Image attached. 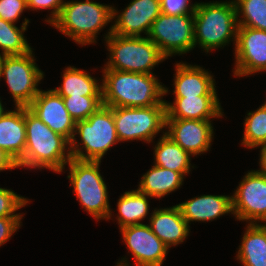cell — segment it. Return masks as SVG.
Masks as SVG:
<instances>
[{
    "label": "cell",
    "mask_w": 266,
    "mask_h": 266,
    "mask_svg": "<svg viewBox=\"0 0 266 266\" xmlns=\"http://www.w3.org/2000/svg\"><path fill=\"white\" fill-rule=\"evenodd\" d=\"M102 101L107 107H150L161 104L168 88L154 74L103 69Z\"/></svg>",
    "instance_id": "obj_1"
},
{
    "label": "cell",
    "mask_w": 266,
    "mask_h": 266,
    "mask_svg": "<svg viewBox=\"0 0 266 266\" xmlns=\"http://www.w3.org/2000/svg\"><path fill=\"white\" fill-rule=\"evenodd\" d=\"M112 112L120 142L140 140L151 143L165 128L164 101L150 107H112Z\"/></svg>",
    "instance_id": "obj_8"
},
{
    "label": "cell",
    "mask_w": 266,
    "mask_h": 266,
    "mask_svg": "<svg viewBox=\"0 0 266 266\" xmlns=\"http://www.w3.org/2000/svg\"><path fill=\"white\" fill-rule=\"evenodd\" d=\"M154 165L180 172L184 177L191 171V155L180 145L163 135L154 147Z\"/></svg>",
    "instance_id": "obj_24"
},
{
    "label": "cell",
    "mask_w": 266,
    "mask_h": 266,
    "mask_svg": "<svg viewBox=\"0 0 266 266\" xmlns=\"http://www.w3.org/2000/svg\"><path fill=\"white\" fill-rule=\"evenodd\" d=\"M77 134L80 143L76 141ZM119 142L112 107L102 105L86 120L76 122L70 141L71 157L78 160L101 161L107 151Z\"/></svg>",
    "instance_id": "obj_6"
},
{
    "label": "cell",
    "mask_w": 266,
    "mask_h": 266,
    "mask_svg": "<svg viewBox=\"0 0 266 266\" xmlns=\"http://www.w3.org/2000/svg\"><path fill=\"white\" fill-rule=\"evenodd\" d=\"M166 119L211 120L223 117L218 96L175 97L165 101Z\"/></svg>",
    "instance_id": "obj_18"
},
{
    "label": "cell",
    "mask_w": 266,
    "mask_h": 266,
    "mask_svg": "<svg viewBox=\"0 0 266 266\" xmlns=\"http://www.w3.org/2000/svg\"><path fill=\"white\" fill-rule=\"evenodd\" d=\"M113 6L90 0L64 2L59 17L51 24L75 43H96L97 34L112 21Z\"/></svg>",
    "instance_id": "obj_4"
},
{
    "label": "cell",
    "mask_w": 266,
    "mask_h": 266,
    "mask_svg": "<svg viewBox=\"0 0 266 266\" xmlns=\"http://www.w3.org/2000/svg\"><path fill=\"white\" fill-rule=\"evenodd\" d=\"M234 51V76L266 71V31L238 26Z\"/></svg>",
    "instance_id": "obj_12"
},
{
    "label": "cell",
    "mask_w": 266,
    "mask_h": 266,
    "mask_svg": "<svg viewBox=\"0 0 266 266\" xmlns=\"http://www.w3.org/2000/svg\"><path fill=\"white\" fill-rule=\"evenodd\" d=\"M237 260L244 266H266V224L248 223Z\"/></svg>",
    "instance_id": "obj_23"
},
{
    "label": "cell",
    "mask_w": 266,
    "mask_h": 266,
    "mask_svg": "<svg viewBox=\"0 0 266 266\" xmlns=\"http://www.w3.org/2000/svg\"><path fill=\"white\" fill-rule=\"evenodd\" d=\"M149 227L152 232L168 247L184 242L190 233V225L181 215L177 205L154 209L150 215Z\"/></svg>",
    "instance_id": "obj_19"
},
{
    "label": "cell",
    "mask_w": 266,
    "mask_h": 266,
    "mask_svg": "<svg viewBox=\"0 0 266 266\" xmlns=\"http://www.w3.org/2000/svg\"><path fill=\"white\" fill-rule=\"evenodd\" d=\"M120 232L136 266H162L169 248L148 224L126 226Z\"/></svg>",
    "instance_id": "obj_13"
},
{
    "label": "cell",
    "mask_w": 266,
    "mask_h": 266,
    "mask_svg": "<svg viewBox=\"0 0 266 266\" xmlns=\"http://www.w3.org/2000/svg\"><path fill=\"white\" fill-rule=\"evenodd\" d=\"M101 161L78 160L71 158L69 166L70 187L81 206L94 219L110 220L112 210L109 205L107 186L100 174Z\"/></svg>",
    "instance_id": "obj_7"
},
{
    "label": "cell",
    "mask_w": 266,
    "mask_h": 266,
    "mask_svg": "<svg viewBox=\"0 0 266 266\" xmlns=\"http://www.w3.org/2000/svg\"><path fill=\"white\" fill-rule=\"evenodd\" d=\"M175 67V97L217 96L215 80L205 68L183 62L176 63Z\"/></svg>",
    "instance_id": "obj_17"
},
{
    "label": "cell",
    "mask_w": 266,
    "mask_h": 266,
    "mask_svg": "<svg viewBox=\"0 0 266 266\" xmlns=\"http://www.w3.org/2000/svg\"><path fill=\"white\" fill-rule=\"evenodd\" d=\"M27 9L26 0H0V18L16 23L21 14Z\"/></svg>",
    "instance_id": "obj_32"
},
{
    "label": "cell",
    "mask_w": 266,
    "mask_h": 266,
    "mask_svg": "<svg viewBox=\"0 0 266 266\" xmlns=\"http://www.w3.org/2000/svg\"><path fill=\"white\" fill-rule=\"evenodd\" d=\"M113 7L112 33L125 37L148 35L153 21L161 14L160 0H132L121 11ZM117 16V17H116Z\"/></svg>",
    "instance_id": "obj_14"
},
{
    "label": "cell",
    "mask_w": 266,
    "mask_h": 266,
    "mask_svg": "<svg viewBox=\"0 0 266 266\" xmlns=\"http://www.w3.org/2000/svg\"><path fill=\"white\" fill-rule=\"evenodd\" d=\"M167 127L165 135L191 156L201 155L211 146L214 136L211 120L166 119Z\"/></svg>",
    "instance_id": "obj_15"
},
{
    "label": "cell",
    "mask_w": 266,
    "mask_h": 266,
    "mask_svg": "<svg viewBox=\"0 0 266 266\" xmlns=\"http://www.w3.org/2000/svg\"><path fill=\"white\" fill-rule=\"evenodd\" d=\"M25 147V107H15V110H7L0 118V148L18 163Z\"/></svg>",
    "instance_id": "obj_21"
},
{
    "label": "cell",
    "mask_w": 266,
    "mask_h": 266,
    "mask_svg": "<svg viewBox=\"0 0 266 266\" xmlns=\"http://www.w3.org/2000/svg\"><path fill=\"white\" fill-rule=\"evenodd\" d=\"M29 22L25 18L19 29L14 23L0 18V49L3 56L23 55L33 49L24 36Z\"/></svg>",
    "instance_id": "obj_27"
},
{
    "label": "cell",
    "mask_w": 266,
    "mask_h": 266,
    "mask_svg": "<svg viewBox=\"0 0 266 266\" xmlns=\"http://www.w3.org/2000/svg\"><path fill=\"white\" fill-rule=\"evenodd\" d=\"M27 203L30 202L25 197L10 189L0 187V217H23L22 214L15 212Z\"/></svg>",
    "instance_id": "obj_31"
},
{
    "label": "cell",
    "mask_w": 266,
    "mask_h": 266,
    "mask_svg": "<svg viewBox=\"0 0 266 266\" xmlns=\"http://www.w3.org/2000/svg\"><path fill=\"white\" fill-rule=\"evenodd\" d=\"M26 147L17 167L63 172L71 160L70 142L53 132L28 107H25Z\"/></svg>",
    "instance_id": "obj_2"
},
{
    "label": "cell",
    "mask_w": 266,
    "mask_h": 266,
    "mask_svg": "<svg viewBox=\"0 0 266 266\" xmlns=\"http://www.w3.org/2000/svg\"><path fill=\"white\" fill-rule=\"evenodd\" d=\"M63 83L54 90L61 96H102V85L88 72L68 66L62 74Z\"/></svg>",
    "instance_id": "obj_25"
},
{
    "label": "cell",
    "mask_w": 266,
    "mask_h": 266,
    "mask_svg": "<svg viewBox=\"0 0 266 266\" xmlns=\"http://www.w3.org/2000/svg\"><path fill=\"white\" fill-rule=\"evenodd\" d=\"M28 109L53 132L72 140L76 122L68 113L63 98L54 90H40Z\"/></svg>",
    "instance_id": "obj_16"
},
{
    "label": "cell",
    "mask_w": 266,
    "mask_h": 266,
    "mask_svg": "<svg viewBox=\"0 0 266 266\" xmlns=\"http://www.w3.org/2000/svg\"><path fill=\"white\" fill-rule=\"evenodd\" d=\"M7 111H5L2 102H1V98H0V118L6 113Z\"/></svg>",
    "instance_id": "obj_38"
},
{
    "label": "cell",
    "mask_w": 266,
    "mask_h": 266,
    "mask_svg": "<svg viewBox=\"0 0 266 266\" xmlns=\"http://www.w3.org/2000/svg\"><path fill=\"white\" fill-rule=\"evenodd\" d=\"M32 52L4 56L1 62L0 77L6 80L15 107H28L40 91L38 83L43 80L44 73Z\"/></svg>",
    "instance_id": "obj_9"
},
{
    "label": "cell",
    "mask_w": 266,
    "mask_h": 266,
    "mask_svg": "<svg viewBox=\"0 0 266 266\" xmlns=\"http://www.w3.org/2000/svg\"><path fill=\"white\" fill-rule=\"evenodd\" d=\"M105 41L110 57L104 69L153 74L152 69L167 59L147 36H119L112 33L111 26Z\"/></svg>",
    "instance_id": "obj_5"
},
{
    "label": "cell",
    "mask_w": 266,
    "mask_h": 266,
    "mask_svg": "<svg viewBox=\"0 0 266 266\" xmlns=\"http://www.w3.org/2000/svg\"><path fill=\"white\" fill-rule=\"evenodd\" d=\"M184 176L180 172L153 165L142 177L138 191L150 198H162L182 186Z\"/></svg>",
    "instance_id": "obj_22"
},
{
    "label": "cell",
    "mask_w": 266,
    "mask_h": 266,
    "mask_svg": "<svg viewBox=\"0 0 266 266\" xmlns=\"http://www.w3.org/2000/svg\"><path fill=\"white\" fill-rule=\"evenodd\" d=\"M260 147V161H259V166L261 167L259 170H257L258 172L266 175V144L260 145L258 146V148Z\"/></svg>",
    "instance_id": "obj_36"
},
{
    "label": "cell",
    "mask_w": 266,
    "mask_h": 266,
    "mask_svg": "<svg viewBox=\"0 0 266 266\" xmlns=\"http://www.w3.org/2000/svg\"><path fill=\"white\" fill-rule=\"evenodd\" d=\"M126 259L127 258L124 257L123 259L119 260L116 266H130L129 262Z\"/></svg>",
    "instance_id": "obj_37"
},
{
    "label": "cell",
    "mask_w": 266,
    "mask_h": 266,
    "mask_svg": "<svg viewBox=\"0 0 266 266\" xmlns=\"http://www.w3.org/2000/svg\"><path fill=\"white\" fill-rule=\"evenodd\" d=\"M237 15L234 1L197 3L194 11V41L207 53L212 49L236 44ZM232 39V40H231Z\"/></svg>",
    "instance_id": "obj_3"
},
{
    "label": "cell",
    "mask_w": 266,
    "mask_h": 266,
    "mask_svg": "<svg viewBox=\"0 0 266 266\" xmlns=\"http://www.w3.org/2000/svg\"><path fill=\"white\" fill-rule=\"evenodd\" d=\"M247 115L241 145L252 149L266 144V105H261L256 111H251Z\"/></svg>",
    "instance_id": "obj_29"
},
{
    "label": "cell",
    "mask_w": 266,
    "mask_h": 266,
    "mask_svg": "<svg viewBox=\"0 0 266 266\" xmlns=\"http://www.w3.org/2000/svg\"><path fill=\"white\" fill-rule=\"evenodd\" d=\"M3 55H2V53H0V70H1V62H2V59H3ZM0 79H1V77H0Z\"/></svg>",
    "instance_id": "obj_39"
},
{
    "label": "cell",
    "mask_w": 266,
    "mask_h": 266,
    "mask_svg": "<svg viewBox=\"0 0 266 266\" xmlns=\"http://www.w3.org/2000/svg\"><path fill=\"white\" fill-rule=\"evenodd\" d=\"M190 0H160L161 13L169 15L194 14L197 2Z\"/></svg>",
    "instance_id": "obj_33"
},
{
    "label": "cell",
    "mask_w": 266,
    "mask_h": 266,
    "mask_svg": "<svg viewBox=\"0 0 266 266\" xmlns=\"http://www.w3.org/2000/svg\"><path fill=\"white\" fill-rule=\"evenodd\" d=\"M233 1L236 7L238 26L266 31V0ZM240 16H242L241 19Z\"/></svg>",
    "instance_id": "obj_28"
},
{
    "label": "cell",
    "mask_w": 266,
    "mask_h": 266,
    "mask_svg": "<svg viewBox=\"0 0 266 266\" xmlns=\"http://www.w3.org/2000/svg\"><path fill=\"white\" fill-rule=\"evenodd\" d=\"M177 206L188 225L191 221H212L222 215L233 214L232 196L228 195H201Z\"/></svg>",
    "instance_id": "obj_20"
},
{
    "label": "cell",
    "mask_w": 266,
    "mask_h": 266,
    "mask_svg": "<svg viewBox=\"0 0 266 266\" xmlns=\"http://www.w3.org/2000/svg\"><path fill=\"white\" fill-rule=\"evenodd\" d=\"M22 217H0V246L12 237L21 227Z\"/></svg>",
    "instance_id": "obj_35"
},
{
    "label": "cell",
    "mask_w": 266,
    "mask_h": 266,
    "mask_svg": "<svg viewBox=\"0 0 266 266\" xmlns=\"http://www.w3.org/2000/svg\"><path fill=\"white\" fill-rule=\"evenodd\" d=\"M64 105L75 122L86 120L102 105V96H67L62 97Z\"/></svg>",
    "instance_id": "obj_30"
},
{
    "label": "cell",
    "mask_w": 266,
    "mask_h": 266,
    "mask_svg": "<svg viewBox=\"0 0 266 266\" xmlns=\"http://www.w3.org/2000/svg\"><path fill=\"white\" fill-rule=\"evenodd\" d=\"M147 37L166 58L185 54L195 48L194 14L161 13L153 21Z\"/></svg>",
    "instance_id": "obj_10"
},
{
    "label": "cell",
    "mask_w": 266,
    "mask_h": 266,
    "mask_svg": "<svg viewBox=\"0 0 266 266\" xmlns=\"http://www.w3.org/2000/svg\"><path fill=\"white\" fill-rule=\"evenodd\" d=\"M233 215L247 223H266V175L251 170L232 195Z\"/></svg>",
    "instance_id": "obj_11"
},
{
    "label": "cell",
    "mask_w": 266,
    "mask_h": 266,
    "mask_svg": "<svg viewBox=\"0 0 266 266\" xmlns=\"http://www.w3.org/2000/svg\"><path fill=\"white\" fill-rule=\"evenodd\" d=\"M149 197L138 190L127 191L121 195L117 202L119 214L116 217L120 229L142 224L141 221L149 213V200L147 199Z\"/></svg>",
    "instance_id": "obj_26"
},
{
    "label": "cell",
    "mask_w": 266,
    "mask_h": 266,
    "mask_svg": "<svg viewBox=\"0 0 266 266\" xmlns=\"http://www.w3.org/2000/svg\"><path fill=\"white\" fill-rule=\"evenodd\" d=\"M27 1V9L29 10H40V9H48L51 10V16L47 18L45 21L50 25L59 17L62 7L64 5V0H26Z\"/></svg>",
    "instance_id": "obj_34"
}]
</instances>
